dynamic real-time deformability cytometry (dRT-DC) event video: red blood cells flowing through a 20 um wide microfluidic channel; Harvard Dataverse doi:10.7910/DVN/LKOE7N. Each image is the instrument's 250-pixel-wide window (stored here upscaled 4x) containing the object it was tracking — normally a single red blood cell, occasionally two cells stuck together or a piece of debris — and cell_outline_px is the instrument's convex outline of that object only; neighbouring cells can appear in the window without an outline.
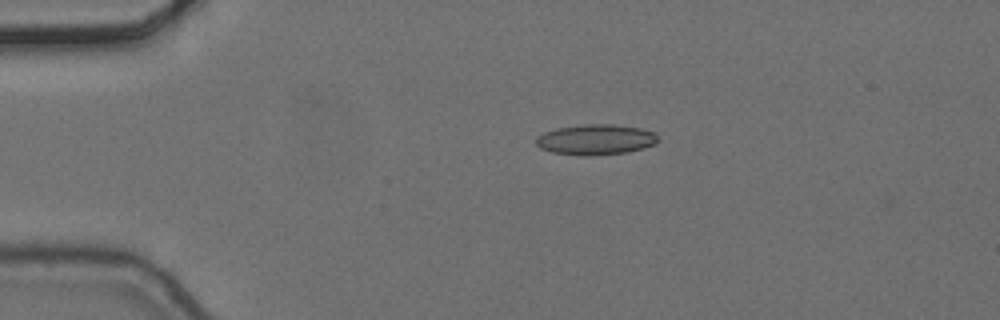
{"species": "common noctule bat (a hibernating species)", "species_latin": "Nyctalus noctula", "temperature_condition": "cold", "stored_images_in_passage": 4, "camera_frame_rate_fps": 3000, "um_per_image_px": 0.085, "animal": {"sex": "female", "body_mass_g": 24.6, "forearm_length_mm": 56.2}, "frame": {"image": 1, "passage_image": 2, "time_ms": 0.333, "image_size_px": [1000, 320], "cell_outline_px": [[660, 140], [656, 144], [644, 148], [624, 152], [588, 156], [584, 156], [552, 152], [540, 148], [536, 144], [536, 136], [544, 132], [556, 128], [584, 124], [612, 124], [640, 128], [656, 132], [660, 136]], "centroid_in_image_um": [50.67, 11.86], "position_along_channel_um": 34.3, "area_um2": 21.85}}
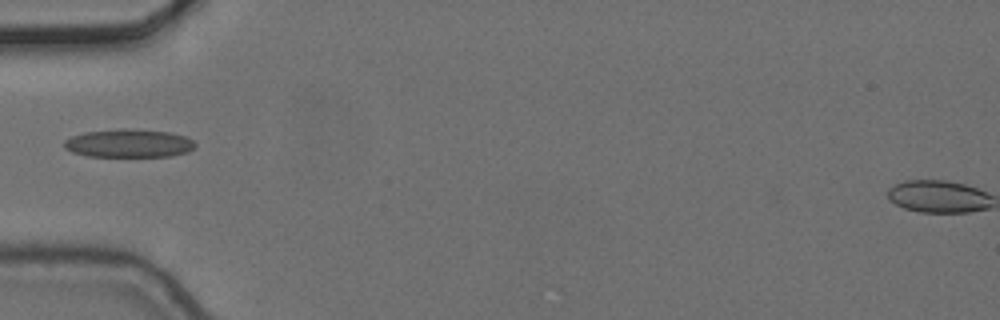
{"frame": {"image": 2, "passage_image": 4, "time_ms": 1.0, "image_size_px": [1000, 320], "cell_outline_px": [[196, 144], [188, 152], [172, 156], [88, 156], [72, 152], [64, 148], [64, 140], [72, 136], [84, 132], [120, 128], [124, 128], [172, 132], [184, 136], [192, 140]], "centroid_in_image_um": [10.94, 12.17], "position_along_channel_um": 74.1, "area_um2": 21.62}}